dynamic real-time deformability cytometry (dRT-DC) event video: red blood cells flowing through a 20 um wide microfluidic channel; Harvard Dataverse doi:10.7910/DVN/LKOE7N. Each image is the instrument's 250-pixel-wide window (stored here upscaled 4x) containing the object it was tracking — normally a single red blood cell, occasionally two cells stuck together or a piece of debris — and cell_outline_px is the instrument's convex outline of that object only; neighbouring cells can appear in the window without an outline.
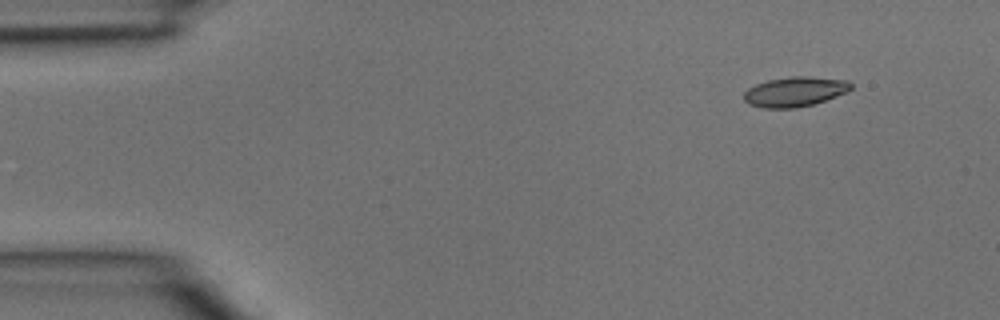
{"species": "common noctule bat (a hibernating species)", "species_latin": "Nyctalus noctula", "temperature_condition": "room temperature", "stored_images_in_passage": 3, "camera_frame_rate_fps": 3000, "um_per_image_px": 0.085, "animal": {"sex": "male", "body_mass_g": 15.6}, "frame": {"image": 1, "passage_image": 1, "time_ms": 0.0, "image_size_px": [1000, 320], "cell_outline_px": [[852, 88], [848, 92], [812, 104], [796, 108], [764, 108], [748, 104], [744, 100], [744, 92], [748, 88], [756, 84], [768, 80], [792, 76], [808, 76], [848, 80], [852, 84]], "centroid_in_image_um": [67.56, 7.79], "position_along_channel_um": 17.4, "area_um2": 18.61}}